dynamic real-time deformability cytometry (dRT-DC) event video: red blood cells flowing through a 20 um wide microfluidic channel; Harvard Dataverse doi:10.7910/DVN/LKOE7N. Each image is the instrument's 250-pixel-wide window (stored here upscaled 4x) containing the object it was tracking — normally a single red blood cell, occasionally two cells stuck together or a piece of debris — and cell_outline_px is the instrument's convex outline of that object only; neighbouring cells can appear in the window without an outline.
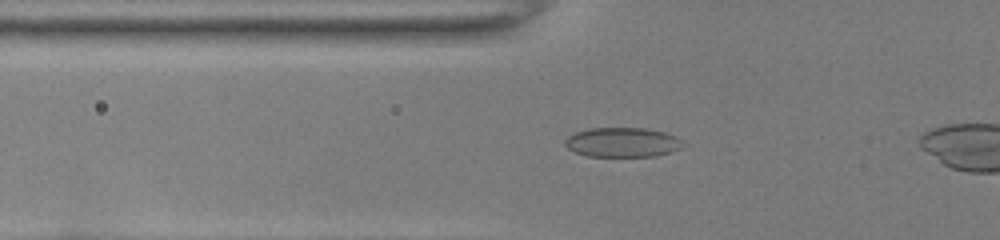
{"species": "common noctule bat (a hibernating species)", "species_latin": "Nyctalus noctula", "temperature_condition": "room temperature", "stored_images_in_passage": 41, "camera_frame_rate_fps": 3000, "um_per_image_px": 0.085, "animal": {"sex": "female", "body_mass_g": 22.0, "forearm_length_mm": 56.7}, "frame": {"image": 1, "passage_image": 13, "time_ms": 4.0, "image_size_px": [1000, 240], "cell_outline_px": [[684, 148], [652, 156], [588, 156], [576, 152], [568, 148], [564, 144], [564, 140], [568, 136], [576, 132], [588, 128], [644, 128], [664, 132], [676, 136], [680, 140]], "centroid_in_image_um": [52.88, 12.09], "position_along_channel_um": 72.9, "area_um2": 20.17}}
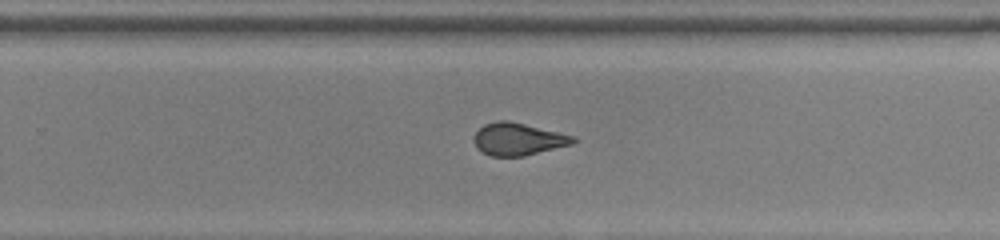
{"frame": {"image": 2, "passage_image": 29, "time_ms": 9.333, "image_size_px": [1000, 240], "cell_outline_px": [[576, 140], [572, 144], [524, 156], [492, 156], [476, 148], [472, 140], [472, 136], [484, 124], [496, 120], [508, 120], [576, 136]], "centroid_in_image_um": [44.01, 11.81], "position_along_channel_um": 285.8, "area_um2": 18.79}}
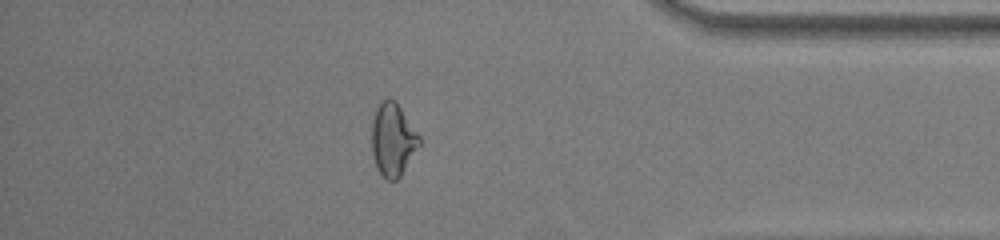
{"frame": {"image": 3, "passage_image": 39, "time_ms": 12.667, "image_size_px": [1000, 240], "cell_outline_px": [[420, 144], [400, 176], [396, 180], [388, 180], [376, 168], [372, 152], [372, 120], [376, 108], [380, 100], [396, 100], [420, 136]], "centroid_in_image_um": [33.38, 11.84], "position_along_channel_um": 401.8, "area_um2": 20.06}}